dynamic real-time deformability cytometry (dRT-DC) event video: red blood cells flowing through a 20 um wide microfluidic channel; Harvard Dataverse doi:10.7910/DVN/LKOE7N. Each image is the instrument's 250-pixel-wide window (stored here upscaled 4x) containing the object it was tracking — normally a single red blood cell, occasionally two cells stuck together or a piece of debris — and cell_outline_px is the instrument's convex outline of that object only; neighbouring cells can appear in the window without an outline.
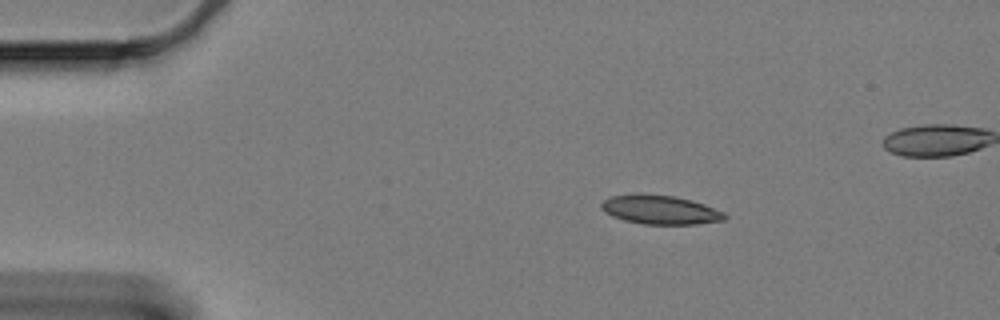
{"species": "Egyptian fruit bat (a non-hibernating species)", "species_latin": "Rousettus aegyptiacus", "temperature_condition": "cold", "stored_images_in_passage": 52, "camera_frame_rate_fps": 3000, "um_per_image_px": 0.085, "animal": {"sex": "female"}, "frame": {"image": 1, "passage_image": 1, "time_ms": 0.0, "image_size_px": [1000, 320], "cell_outline_px": [[728, 216], [724, 220], [696, 224], [644, 224], [624, 220], [612, 216], [604, 212], [600, 208], [600, 204], [604, 200], [612, 196], [672, 196], [692, 200], [704, 204], [724, 212]], "centroid_in_image_um": [56.16, 17.87], "position_along_channel_um": 28.8, "area_um2": 20.17}}
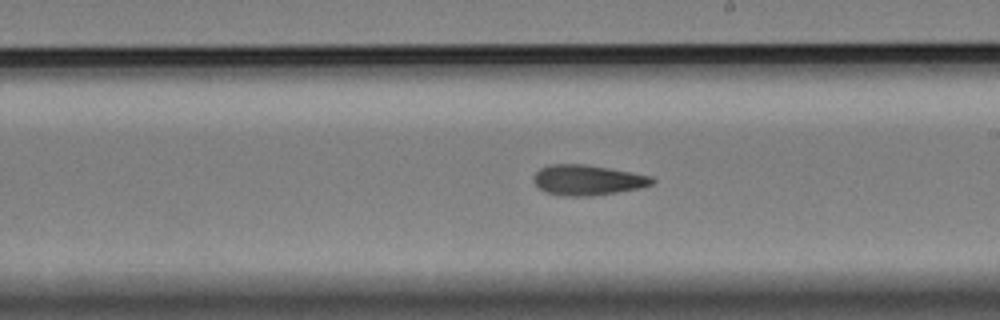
{"frame": {"image": 2, "passage_image": 25, "time_ms": 8.0, "image_size_px": [1000, 320], "cell_outline_px": [[656, 180], [652, 184], [640, 188], [592, 196], [560, 196], [548, 192], [540, 188], [532, 180], [532, 176], [540, 168], [548, 164], [584, 164], [632, 172], [652, 176]], "centroid_in_image_um": [49.93, 15.3], "position_along_channel_um": 239.1, "area_um2": 20.98}}
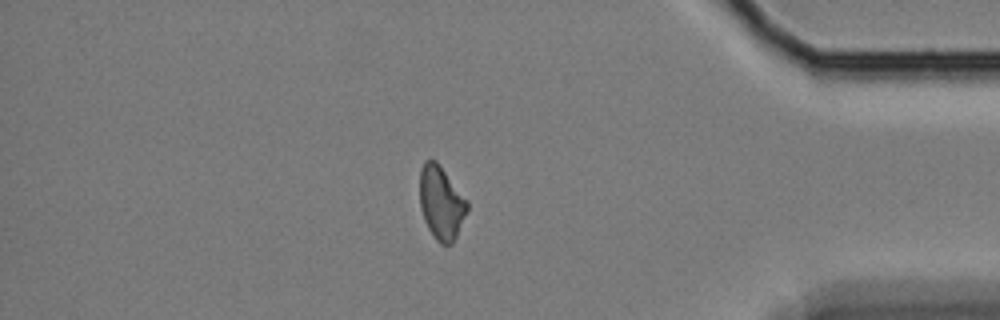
{"frame": {"image": 3, "passage_image": 42, "time_ms": 13.667, "image_size_px": [1000, 320], "cell_outline_px": [[468, 208], [456, 236], [452, 244], [440, 244], [436, 240], [428, 228], [424, 220], [420, 208], [420, 168], [424, 160], [436, 160], [468, 200]], "centroid_in_image_um": [37.49, 17.22], "position_along_channel_um": 397.7, "area_um2": 20.29}, "authors_computed_cell_mechanics": {"area_um2": 20.7502, "velocity_mm_per_s": 3.3215, "shape_relaxation_time_tau1_ms": null, "shape_relaxation_time_tau2_ms": 3.9893, "deformation_change_tau1": null, "deformation_change_tau2": 0.0992}}